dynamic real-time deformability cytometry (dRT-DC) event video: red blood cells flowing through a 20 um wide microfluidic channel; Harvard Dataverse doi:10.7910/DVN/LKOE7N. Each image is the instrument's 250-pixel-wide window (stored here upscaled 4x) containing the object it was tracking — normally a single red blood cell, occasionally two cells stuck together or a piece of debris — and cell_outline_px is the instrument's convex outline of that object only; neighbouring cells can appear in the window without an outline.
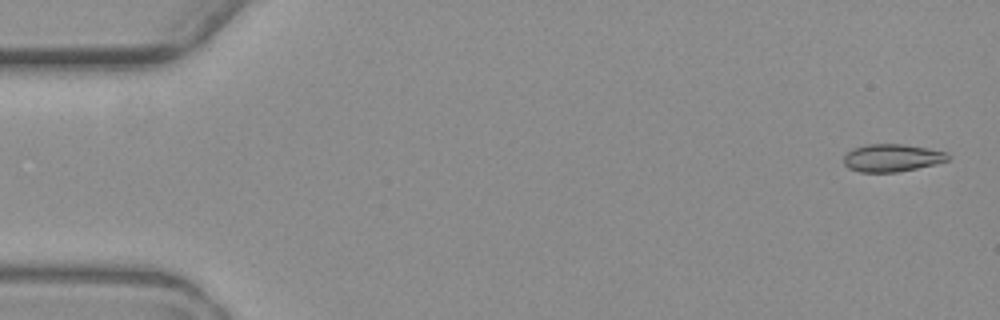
{"species": "common noctule bat (a hibernating species)", "species_latin": "Nyctalus noctula", "temperature_condition": "warm", "stored_images_in_passage": 6, "camera_frame_rate_fps": 3000, "um_per_image_px": 0.085, "animal": {"sex": "female", "body_mass_g": 19.3, "forearm_length_mm": 54.1}, "frame": {"image": 1, "passage_image": 1, "time_ms": 0.0, "image_size_px": [1000, 320], "cell_outline_px": [[948, 160], [916, 168], [896, 172], [860, 172], [848, 168], [844, 164], [844, 156], [852, 148], [868, 144], [904, 144], [928, 148], [944, 152], [948, 156]], "centroid_in_image_um": [75.76, 13.41], "position_along_channel_um": 9.2, "area_um2": 16.53}}
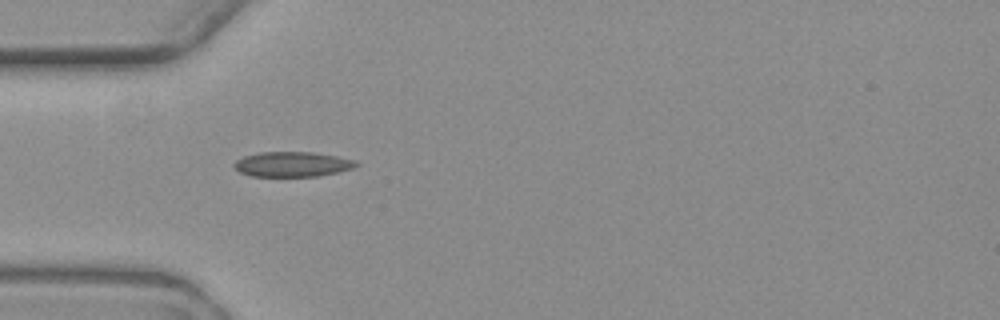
{"frame": {"image": 2, "passage_image": 5, "time_ms": 5.333, "image_size_px": [1000, 320], "cell_outline_px": [[360, 164], [352, 168], [336, 172], [316, 176], [252, 176], [240, 172], [232, 164], [236, 160], [244, 156], [260, 152], [312, 152], [336, 156], [356, 160]], "centroid_in_image_um": [24.84, 13.95], "position_along_channel_um": 60.2, "area_um2": 17.63}}
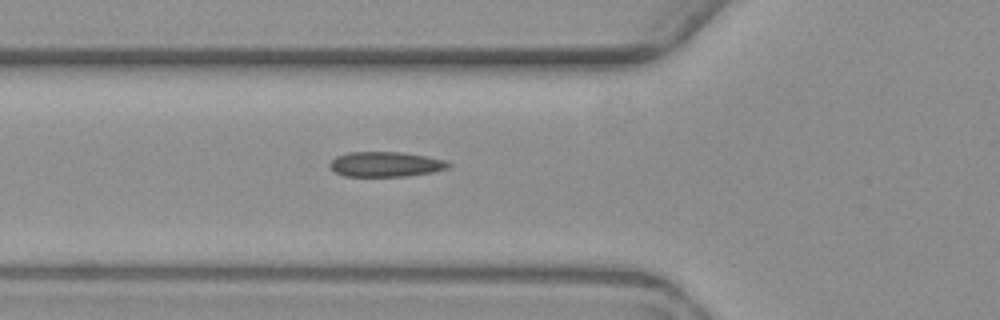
{"frame": {"image": 3, "passage_image": 6, "time_ms": 6.333, "image_size_px": [1000, 320], "cell_outline_px": [[452, 164], [448, 168], [432, 172], [408, 176], [344, 176], [336, 172], [328, 164], [336, 156], [348, 152], [400, 152], [424, 156], [444, 160]], "centroid_in_image_um": [32.77, 13.96], "position_along_channel_um": 93.0, "area_um2": 17.17}}